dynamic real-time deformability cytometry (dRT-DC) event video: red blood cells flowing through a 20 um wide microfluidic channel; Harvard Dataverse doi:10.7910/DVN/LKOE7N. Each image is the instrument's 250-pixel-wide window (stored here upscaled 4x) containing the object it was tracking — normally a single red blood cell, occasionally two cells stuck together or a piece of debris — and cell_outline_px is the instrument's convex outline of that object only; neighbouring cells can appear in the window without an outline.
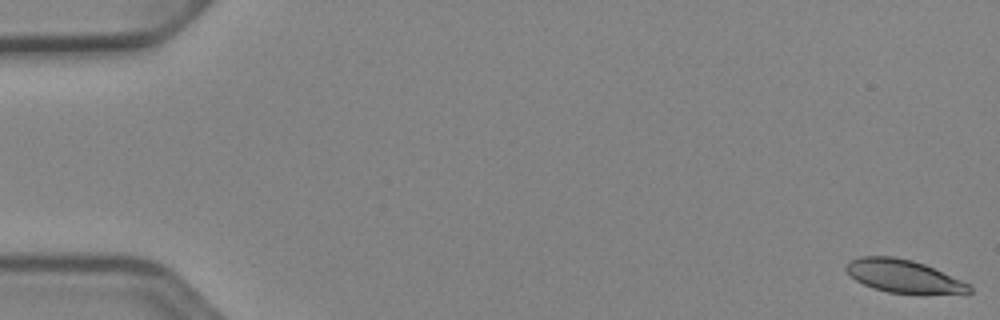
{"species": "Egyptian fruit bat (a non-hibernating species)", "species_latin": "Rousettus aegyptiacus", "temperature_condition": "cold", "stored_images_in_passage": 52, "camera_frame_rate_fps": 3000, "um_per_image_px": 0.085, "animal": {"sex": "female"}, "frame": {"image": 1, "passage_image": 1, "time_ms": 0.0, "image_size_px": [1000, 320], "cell_outline_px": [[972, 292], [968, 296], [924, 296], [888, 292], [872, 288], [856, 280], [844, 268], [844, 264], [860, 256], [892, 256], [912, 260], [924, 264], [972, 284]], "centroid_in_image_um": [76.97, 23.55], "position_along_channel_um": 8.0, "area_um2": 24.91}}
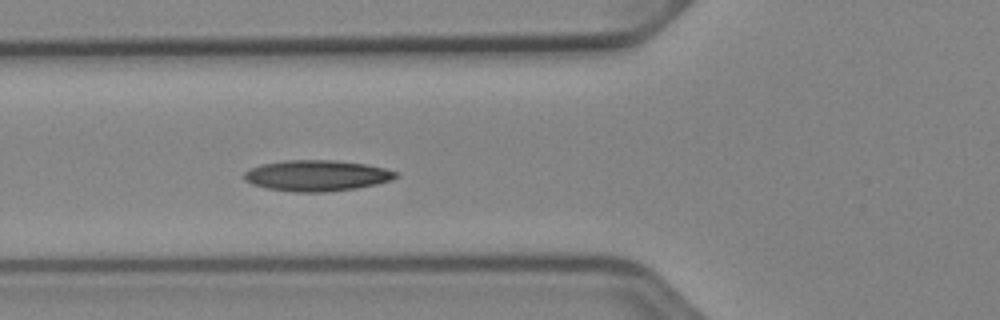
{"frame": {"image": 2, "passage_image": 20, "time_ms": 6.333, "image_size_px": [1000, 320], "cell_outline_px": [[400, 176], [392, 180], [376, 184], [356, 188], [328, 192], [292, 192], [268, 188], [252, 184], [244, 180], [244, 172], [260, 164], [284, 160], [336, 160], [364, 164], [384, 168], [396, 172]], "centroid_in_image_um": [26.92, 14.93], "position_along_channel_um": 98.9, "area_um2": 27.4}}
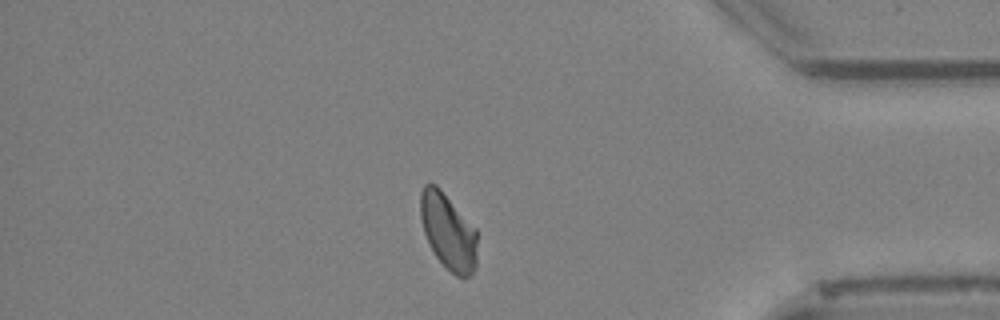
{"frame": {"image": 3, "passage_image": 45, "time_ms": 14.667, "image_size_px": [1000, 320], "cell_outline_px": [[476, 268], [464, 280], [456, 276], [436, 256], [424, 232], [420, 216], [420, 192], [424, 184], [436, 184], [440, 188], [476, 228]], "centroid_in_image_um": [38.1, 19.66], "position_along_channel_um": 397.1, "area_um2": 25.03}, "authors_computed_cell_mechanics": {"area_um2": 25.3164, "velocity_mm_per_s": 3.9319, "shape_relaxation_time_tau1_ms": 5.4519, "shape_relaxation_time_tau2_ms": 5.6549, "deformation_change_tau1": 0.1339, "deformation_change_tau2": 0.1153}}